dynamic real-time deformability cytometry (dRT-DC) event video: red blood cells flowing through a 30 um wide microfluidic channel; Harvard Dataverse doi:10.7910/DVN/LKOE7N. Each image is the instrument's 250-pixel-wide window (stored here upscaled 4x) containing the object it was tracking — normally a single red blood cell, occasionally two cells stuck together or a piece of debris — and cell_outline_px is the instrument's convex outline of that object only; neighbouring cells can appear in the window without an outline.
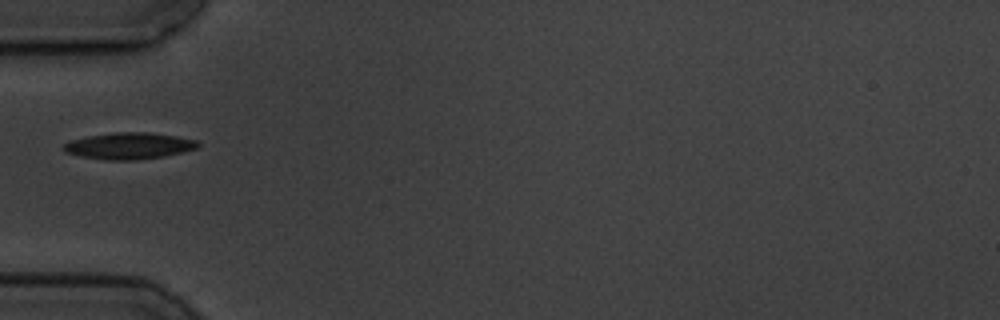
{"species": "common noctule bat (a hibernating species)", "species_latin": "Nyctalus noctula", "temperature_condition": "cold", "stored_images_in_passage": 11, "camera_frame_rate_fps": 3000, "um_per_image_px": 0.085, "animal": {"sex": "male", "body_mass_g": 19.5, "forearm_length_mm": 54.6}, "frame": {"image": 1, "passage_image": 1, "time_ms": 0.0, "image_size_px": [1000, 320], "cell_outline_px": [[200, 144], [196, 148], [184, 152], [164, 156], [136, 160], [104, 160], [80, 156], [64, 152], [60, 148], [64, 144], [72, 140], [88, 136], [112, 132], [148, 132], [176, 136], [200, 140]], "centroid_in_image_um": [10.97, 12.4], "position_along_channel_um": 74.0, "area_um2": 20.98}}
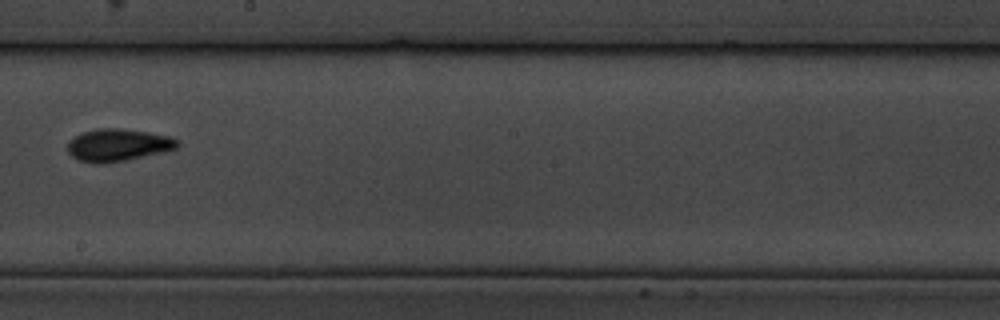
{"frame": {"image": 2, "passage_image": 5, "time_ms": 4.667, "image_size_px": [1000, 320], "cell_outline_px": [[180, 144], [176, 148], [160, 152], [124, 160], [100, 164], [96, 164], [76, 160], [68, 152], [68, 140], [84, 132], [100, 128], [124, 128], [172, 136], [180, 140]], "centroid_in_image_um": [10.02, 12.32], "position_along_channel_um": 238.2, "area_um2": 20.69}}
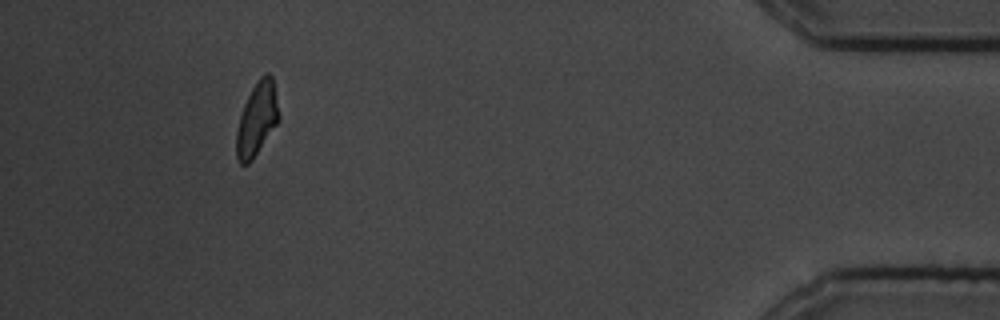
{"frame": {"image": 3, "passage_image": 10, "time_ms": 11.333, "image_size_px": [1000, 320], "cell_outline_px": [[280, 116], [276, 124], [252, 160], [248, 164], [240, 164], [236, 156], [236, 128], [244, 104], [256, 80], [264, 72], [268, 72], [272, 76]], "centroid_in_image_um": [21.82, 10.09], "position_along_channel_um": 413.4, "area_um2": 18.03}}